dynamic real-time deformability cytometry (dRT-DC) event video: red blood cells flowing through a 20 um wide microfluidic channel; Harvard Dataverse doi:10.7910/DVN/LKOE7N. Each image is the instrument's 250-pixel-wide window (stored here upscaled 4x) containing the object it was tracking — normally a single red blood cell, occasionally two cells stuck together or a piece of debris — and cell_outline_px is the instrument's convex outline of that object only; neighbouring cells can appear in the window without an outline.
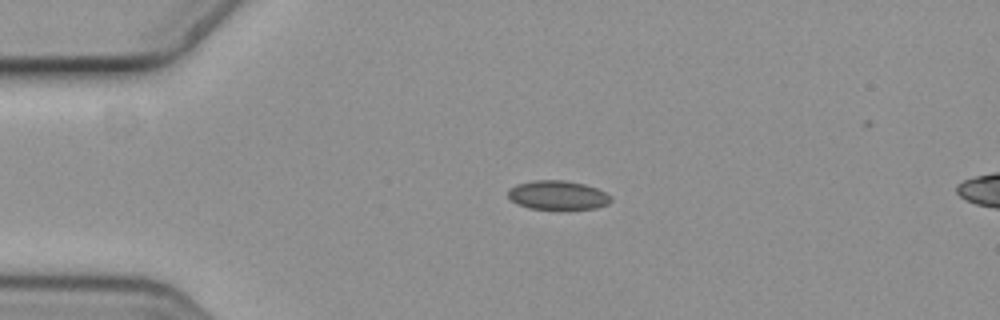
{"species": "common noctule bat (a hibernating species)", "species_latin": "Nyctalus noctula", "temperature_condition": "cold", "stored_images_in_passage": 3, "segment_of_instrument_passage": [1, 2], "camera_frame_rate_fps": 3000, "um_per_image_px": 0.085, "animal": {"sex": "female", "body_mass_g": 19.3, "forearm_length_mm": 54.1}, "frame": {"image": 1, "passage_image": 1, "time_ms": 0.0, "image_size_px": [1000, 320], "cell_outline_px": [[612, 200], [608, 204], [596, 208], [568, 212], [556, 212], [528, 208], [516, 204], [508, 196], [508, 188], [516, 184], [532, 180], [564, 180], [584, 184], [596, 188], [612, 196]], "centroid_in_image_um": [47.41, 16.65], "position_along_channel_um": 37.6, "area_um2": 18.44}}